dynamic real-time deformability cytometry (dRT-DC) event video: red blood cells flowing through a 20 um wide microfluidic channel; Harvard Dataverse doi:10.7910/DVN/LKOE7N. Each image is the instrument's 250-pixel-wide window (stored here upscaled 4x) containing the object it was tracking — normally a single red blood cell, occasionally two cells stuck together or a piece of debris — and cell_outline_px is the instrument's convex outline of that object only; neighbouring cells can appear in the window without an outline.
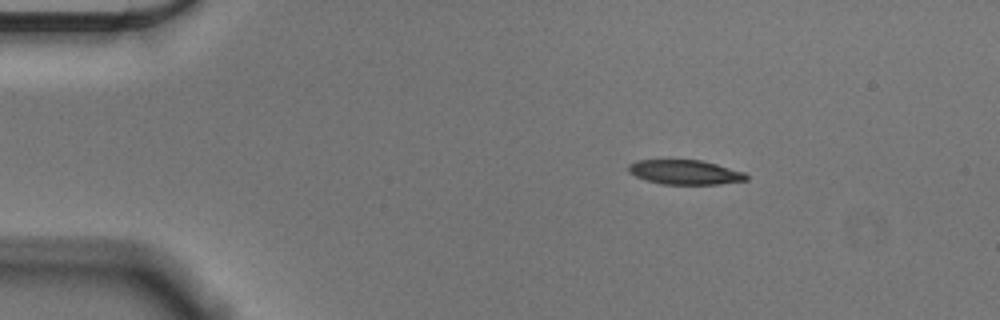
{"species": "Egyptian fruit bat (a non-hibernating species)", "species_latin": "Rousettus aegyptiacus", "temperature_condition": "cold", "stored_images_in_passage": 54, "camera_frame_rate_fps": 3000, "um_per_image_px": 0.085, "animal": {"sex": "male"}, "frame": {"image": 1, "passage_image": 8, "time_ms": 2.333, "image_size_px": [1000, 320], "cell_outline_px": [[748, 180], [720, 184], [660, 184], [644, 180], [628, 172], [628, 164], [636, 160], [700, 160], [716, 164], [744, 172], [748, 176]], "centroid_in_image_um": [58.2, 14.64], "position_along_channel_um": 26.8, "area_um2": 16.88}}
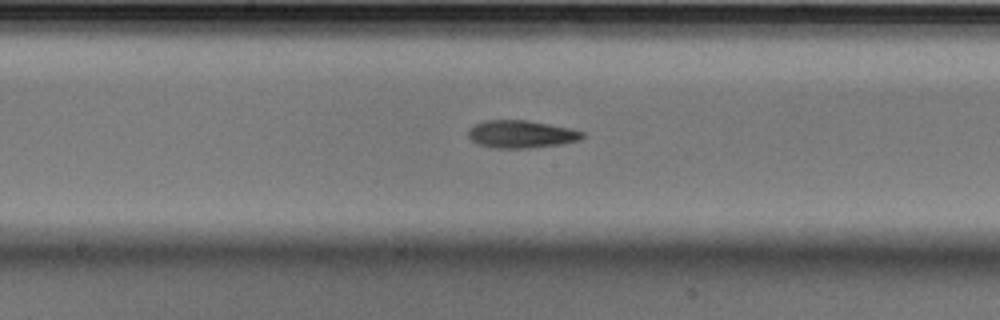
{"frame": {"image": 2, "passage_image": 28, "time_ms": 9.0, "image_size_px": [1000, 320], "cell_outline_px": [[588, 136], [580, 140], [564, 144], [528, 148], [496, 148], [480, 144], [472, 140], [468, 136], [468, 128], [484, 120], [528, 120], [568, 128], [584, 132]], "centroid_in_image_um": [44.34, 11.4], "position_along_channel_um": 203.9, "area_um2": 18.44}}
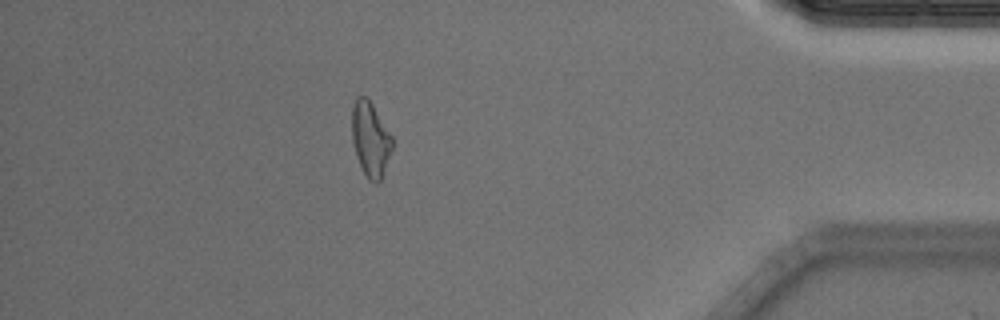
{"frame": {"image": 3, "passage_image": 48, "time_ms": 15.667, "image_size_px": [1000, 320], "cell_outline_px": [[392, 148], [380, 180], [376, 184], [368, 180], [360, 164], [352, 140], [352, 108], [356, 96], [368, 96], [392, 136]], "centroid_in_image_um": [31.48, 11.77], "position_along_channel_um": 403.7, "area_um2": 17.34}, "authors_computed_cell_mechanics": {"area_um2": 18.0047, "velocity_mm_per_s": 3.61, "shape_relaxation_time_tau1_ms": 4.6483, "shape_relaxation_time_tau2_ms": 10.7274, "deformation_change_tau1": 0.1418, "deformation_change_tau2": 0.2288}}